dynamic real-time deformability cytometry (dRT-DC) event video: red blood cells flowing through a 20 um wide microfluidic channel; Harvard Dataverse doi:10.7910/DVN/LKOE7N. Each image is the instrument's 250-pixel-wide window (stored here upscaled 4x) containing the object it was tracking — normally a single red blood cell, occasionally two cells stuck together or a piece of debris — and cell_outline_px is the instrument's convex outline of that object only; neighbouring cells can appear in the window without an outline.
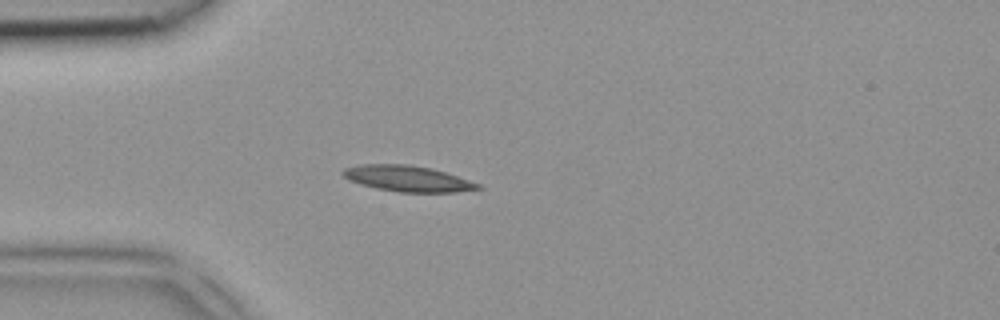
{"species": "common noctule bat (a hibernating species)", "species_latin": "Nyctalus noctula", "temperature_condition": "room temperature", "stored_images_in_passage": 2, "camera_frame_rate_fps": 3000, "um_per_image_px": 0.085, "animal": {"sex": "female", "body_mass_g": 18.4}, "frame": {"image": 1, "passage_image": 2, "time_ms": 0.333, "image_size_px": [1000, 320], "cell_outline_px": [[484, 188], [456, 192], [400, 192], [376, 188], [360, 184], [348, 180], [340, 172], [344, 168], [360, 164], [408, 164], [432, 168], [480, 184]], "centroid_in_image_um": [34.61, 15.17], "position_along_channel_um": 50.4, "area_um2": 20.35}}